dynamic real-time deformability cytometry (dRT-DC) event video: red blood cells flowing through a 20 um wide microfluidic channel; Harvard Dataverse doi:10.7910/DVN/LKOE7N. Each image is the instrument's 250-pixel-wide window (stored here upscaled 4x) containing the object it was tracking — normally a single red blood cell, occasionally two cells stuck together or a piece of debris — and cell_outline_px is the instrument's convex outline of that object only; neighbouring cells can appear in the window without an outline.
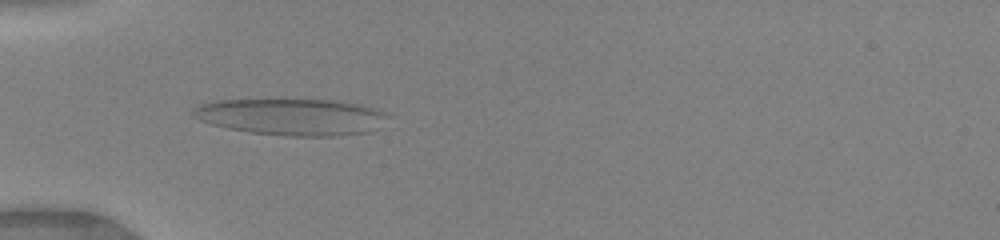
{"species": "human", "species_latin": "Homo sapiens", "temperature_condition": "warm", "stored_images_in_passage": 35, "camera_frame_rate_fps": 3000, "um_per_image_px": 0.085, "donor": {"sex": "female"}, "frame": {"image": 1, "passage_image": 6, "time_ms": 1.667, "image_size_px": [1000, 240], "cell_outline_px": [[388, 116], [368, 132], [332, 136], [284, 136], [252, 132], [228, 128], [212, 124], [200, 120], [192, 116], [192, 112], [200, 104], [216, 100], [332, 100], [356, 104], [376, 108], [384, 112]], "centroid_in_image_um": [24.74, 9.93], "position_along_channel_um": 60.3, "area_um2": 40.92}}
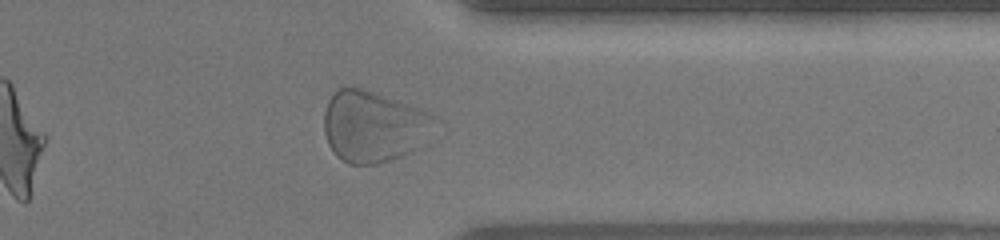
{"frame": {"image": 2, "passage_image": 30, "time_ms": 9.667, "image_size_px": [1000, 240], "cell_outline_px": [[444, 120], [432, 144], [424, 148], [404, 156], [376, 164], [348, 164], [336, 156], [328, 144], [324, 132], [324, 112], [328, 100], [332, 92], [344, 84], [348, 84], [364, 88], [428, 112]], "centroid_in_image_um": [31.9, 10.75], "position_along_channel_um": 379.5, "area_um2": 48.44}}